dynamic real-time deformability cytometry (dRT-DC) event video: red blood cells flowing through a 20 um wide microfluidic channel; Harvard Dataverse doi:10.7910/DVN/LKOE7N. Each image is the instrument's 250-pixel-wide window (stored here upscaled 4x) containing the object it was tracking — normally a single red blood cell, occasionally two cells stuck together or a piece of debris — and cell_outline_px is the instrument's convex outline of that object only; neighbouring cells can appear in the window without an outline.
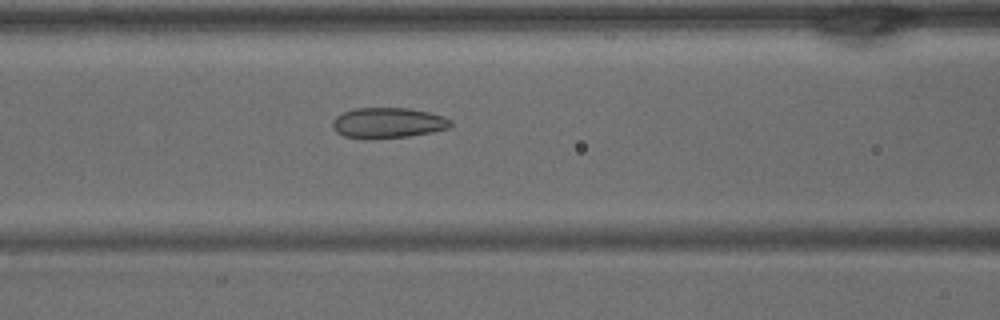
{"species": "common noctule bat (a hibernating species)", "species_latin": "Nyctalus noctula", "temperature_condition": "warm", "stored_images_in_passage": 41, "camera_frame_rate_fps": 3000, "um_per_image_px": 0.085, "animal": {"sex": "male", "body_mass_g": 15.6}, "frame": {"image": 1, "passage_image": 17, "time_ms": 5.333, "image_size_px": [1000, 320], "cell_outline_px": [[452, 124], [448, 128], [432, 132], [408, 136], [372, 140], [344, 136], [336, 132], [332, 128], [332, 120], [336, 116], [344, 112], [356, 108], [408, 108], [428, 112], [444, 116], [452, 120]], "centroid_in_image_um": [32.95, 10.46], "position_along_channel_um": 133.6, "area_um2": 21.21}}
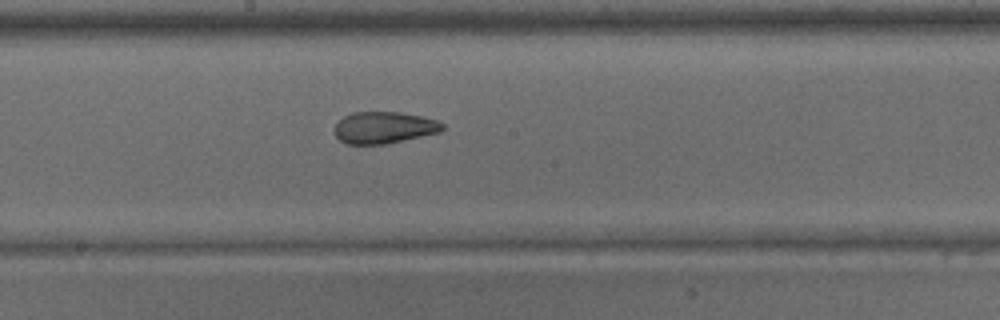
{"frame": {"image": 2, "passage_image": 22, "time_ms": 7.0, "image_size_px": [1000, 320], "cell_outline_px": [[444, 128], [440, 132], [384, 144], [348, 144], [340, 140], [336, 136], [336, 124], [344, 116], [352, 112], [400, 112], [420, 116], [436, 120], [444, 124]], "centroid_in_image_um": [32.65, 10.84], "position_along_channel_um": 215.6, "area_um2": 19.71}}
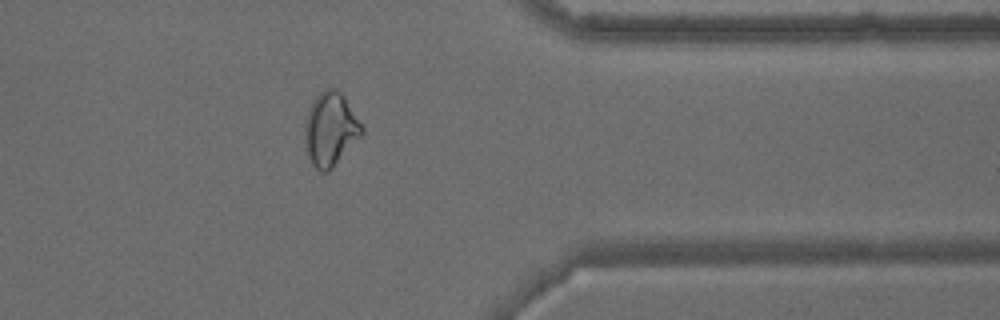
{"frame": {"image": 3, "passage_image": 33, "time_ms": 10.667, "image_size_px": [1000, 320], "cell_outline_px": [[364, 132], [332, 168], [328, 172], [320, 172], [312, 164], [308, 156], [304, 136], [304, 124], [308, 108], [316, 96], [320, 92], [328, 88], [336, 88], [344, 96], [364, 128]], "centroid_in_image_um": [28.07, 10.97], "position_along_channel_um": 383.3, "area_um2": 24.33}}